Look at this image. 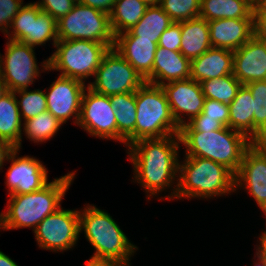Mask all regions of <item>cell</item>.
Listing matches in <instances>:
<instances>
[{"instance_id":"obj_1","label":"cell","mask_w":266,"mask_h":266,"mask_svg":"<svg viewBox=\"0 0 266 266\" xmlns=\"http://www.w3.org/2000/svg\"><path fill=\"white\" fill-rule=\"evenodd\" d=\"M180 144L177 134L141 139L128 146L135 182L146 190L148 200L178 181Z\"/></svg>"},{"instance_id":"obj_2","label":"cell","mask_w":266,"mask_h":266,"mask_svg":"<svg viewBox=\"0 0 266 266\" xmlns=\"http://www.w3.org/2000/svg\"><path fill=\"white\" fill-rule=\"evenodd\" d=\"M235 175L224 165L197 156L179 161L178 182L165 198H212L235 192Z\"/></svg>"},{"instance_id":"obj_3","label":"cell","mask_w":266,"mask_h":266,"mask_svg":"<svg viewBox=\"0 0 266 266\" xmlns=\"http://www.w3.org/2000/svg\"><path fill=\"white\" fill-rule=\"evenodd\" d=\"M75 178L70 172L55 178L38 191L28 194H8L9 200L4 212V230L32 228L61 207V201Z\"/></svg>"},{"instance_id":"obj_4","label":"cell","mask_w":266,"mask_h":266,"mask_svg":"<svg viewBox=\"0 0 266 266\" xmlns=\"http://www.w3.org/2000/svg\"><path fill=\"white\" fill-rule=\"evenodd\" d=\"M79 229L80 233L84 231L86 239L96 250L91 258L130 266V257L138 248L108 212L87 204L83 211H79Z\"/></svg>"},{"instance_id":"obj_5","label":"cell","mask_w":266,"mask_h":266,"mask_svg":"<svg viewBox=\"0 0 266 266\" xmlns=\"http://www.w3.org/2000/svg\"><path fill=\"white\" fill-rule=\"evenodd\" d=\"M185 156L210 159L224 165L234 175L239 170L245 150L253 143L244 134L224 127L215 131H180Z\"/></svg>"},{"instance_id":"obj_6","label":"cell","mask_w":266,"mask_h":266,"mask_svg":"<svg viewBox=\"0 0 266 266\" xmlns=\"http://www.w3.org/2000/svg\"><path fill=\"white\" fill-rule=\"evenodd\" d=\"M135 101L137 113L135 142L179 134L180 127L173 118L161 86L145 82L135 92Z\"/></svg>"},{"instance_id":"obj_7","label":"cell","mask_w":266,"mask_h":266,"mask_svg":"<svg viewBox=\"0 0 266 266\" xmlns=\"http://www.w3.org/2000/svg\"><path fill=\"white\" fill-rule=\"evenodd\" d=\"M56 51L41 64L43 71L56 70L59 76L86 82L94 77L104 55L110 49L103 43L90 40H59Z\"/></svg>"},{"instance_id":"obj_8","label":"cell","mask_w":266,"mask_h":266,"mask_svg":"<svg viewBox=\"0 0 266 266\" xmlns=\"http://www.w3.org/2000/svg\"><path fill=\"white\" fill-rule=\"evenodd\" d=\"M59 40H90L114 48L110 16L90 6L76 2L72 10L57 20Z\"/></svg>"},{"instance_id":"obj_9","label":"cell","mask_w":266,"mask_h":266,"mask_svg":"<svg viewBox=\"0 0 266 266\" xmlns=\"http://www.w3.org/2000/svg\"><path fill=\"white\" fill-rule=\"evenodd\" d=\"M94 77L87 87L108 97L136 92L146 82L114 48L104 55Z\"/></svg>"},{"instance_id":"obj_10","label":"cell","mask_w":266,"mask_h":266,"mask_svg":"<svg viewBox=\"0 0 266 266\" xmlns=\"http://www.w3.org/2000/svg\"><path fill=\"white\" fill-rule=\"evenodd\" d=\"M34 235L39 248L52 252L72 249L80 237L79 211L58 208L38 224Z\"/></svg>"},{"instance_id":"obj_11","label":"cell","mask_w":266,"mask_h":266,"mask_svg":"<svg viewBox=\"0 0 266 266\" xmlns=\"http://www.w3.org/2000/svg\"><path fill=\"white\" fill-rule=\"evenodd\" d=\"M13 31H8V40L22 42L30 46H39L53 40L59 41L57 36V21L48 13L41 11L34 3L25 4L14 17L10 26ZM11 32V34H10Z\"/></svg>"},{"instance_id":"obj_12","label":"cell","mask_w":266,"mask_h":266,"mask_svg":"<svg viewBox=\"0 0 266 266\" xmlns=\"http://www.w3.org/2000/svg\"><path fill=\"white\" fill-rule=\"evenodd\" d=\"M34 49L28 44L9 40L4 56L0 53V74L9 91L27 89L40 76Z\"/></svg>"},{"instance_id":"obj_13","label":"cell","mask_w":266,"mask_h":266,"mask_svg":"<svg viewBox=\"0 0 266 266\" xmlns=\"http://www.w3.org/2000/svg\"><path fill=\"white\" fill-rule=\"evenodd\" d=\"M77 125L91 136L117 141L115 111L111 107L109 97L96 93L88 87L82 96Z\"/></svg>"},{"instance_id":"obj_14","label":"cell","mask_w":266,"mask_h":266,"mask_svg":"<svg viewBox=\"0 0 266 266\" xmlns=\"http://www.w3.org/2000/svg\"><path fill=\"white\" fill-rule=\"evenodd\" d=\"M234 187L247 190L260 208L266 205V142H253L245 150Z\"/></svg>"},{"instance_id":"obj_15","label":"cell","mask_w":266,"mask_h":266,"mask_svg":"<svg viewBox=\"0 0 266 266\" xmlns=\"http://www.w3.org/2000/svg\"><path fill=\"white\" fill-rule=\"evenodd\" d=\"M86 88L85 83L78 79L58 76L48 92L47 89L45 91L47 110L61 124L66 123L72 116L75 119L73 123L78 124L82 96Z\"/></svg>"},{"instance_id":"obj_16","label":"cell","mask_w":266,"mask_h":266,"mask_svg":"<svg viewBox=\"0 0 266 266\" xmlns=\"http://www.w3.org/2000/svg\"><path fill=\"white\" fill-rule=\"evenodd\" d=\"M18 152L16 148L7 160L11 161L5 181L9 194H28L42 189L49 183L47 169L37 158L18 157Z\"/></svg>"},{"instance_id":"obj_17","label":"cell","mask_w":266,"mask_h":266,"mask_svg":"<svg viewBox=\"0 0 266 266\" xmlns=\"http://www.w3.org/2000/svg\"><path fill=\"white\" fill-rule=\"evenodd\" d=\"M161 87L166 94L173 118L180 128L202 112L206 98L201 84L197 81L189 78L171 81ZM183 116H187L188 120Z\"/></svg>"},{"instance_id":"obj_18","label":"cell","mask_w":266,"mask_h":266,"mask_svg":"<svg viewBox=\"0 0 266 266\" xmlns=\"http://www.w3.org/2000/svg\"><path fill=\"white\" fill-rule=\"evenodd\" d=\"M233 75L242 84L266 80V41L254 35L233 52Z\"/></svg>"},{"instance_id":"obj_19","label":"cell","mask_w":266,"mask_h":266,"mask_svg":"<svg viewBox=\"0 0 266 266\" xmlns=\"http://www.w3.org/2000/svg\"><path fill=\"white\" fill-rule=\"evenodd\" d=\"M208 24L213 48L234 52L255 35L254 19H217Z\"/></svg>"},{"instance_id":"obj_20","label":"cell","mask_w":266,"mask_h":266,"mask_svg":"<svg viewBox=\"0 0 266 266\" xmlns=\"http://www.w3.org/2000/svg\"><path fill=\"white\" fill-rule=\"evenodd\" d=\"M158 42L146 39H115L114 49L150 84Z\"/></svg>"},{"instance_id":"obj_21","label":"cell","mask_w":266,"mask_h":266,"mask_svg":"<svg viewBox=\"0 0 266 266\" xmlns=\"http://www.w3.org/2000/svg\"><path fill=\"white\" fill-rule=\"evenodd\" d=\"M233 74V51L210 48L191 61L190 78L202 81Z\"/></svg>"},{"instance_id":"obj_22","label":"cell","mask_w":266,"mask_h":266,"mask_svg":"<svg viewBox=\"0 0 266 266\" xmlns=\"http://www.w3.org/2000/svg\"><path fill=\"white\" fill-rule=\"evenodd\" d=\"M191 61L180 51L157 46L153 62V85L190 78Z\"/></svg>"},{"instance_id":"obj_23","label":"cell","mask_w":266,"mask_h":266,"mask_svg":"<svg viewBox=\"0 0 266 266\" xmlns=\"http://www.w3.org/2000/svg\"><path fill=\"white\" fill-rule=\"evenodd\" d=\"M173 23L159 4L150 5L136 25L116 35L115 39H146L158 42L162 33Z\"/></svg>"},{"instance_id":"obj_24","label":"cell","mask_w":266,"mask_h":266,"mask_svg":"<svg viewBox=\"0 0 266 266\" xmlns=\"http://www.w3.org/2000/svg\"><path fill=\"white\" fill-rule=\"evenodd\" d=\"M111 107L115 111L117 124V142L128 147L135 142L136 101L135 92L109 96Z\"/></svg>"},{"instance_id":"obj_25","label":"cell","mask_w":266,"mask_h":266,"mask_svg":"<svg viewBox=\"0 0 266 266\" xmlns=\"http://www.w3.org/2000/svg\"><path fill=\"white\" fill-rule=\"evenodd\" d=\"M181 33L180 52L190 61L212 48L209 24L204 18L182 21Z\"/></svg>"},{"instance_id":"obj_26","label":"cell","mask_w":266,"mask_h":266,"mask_svg":"<svg viewBox=\"0 0 266 266\" xmlns=\"http://www.w3.org/2000/svg\"><path fill=\"white\" fill-rule=\"evenodd\" d=\"M251 0H201L200 15L206 21L217 19H254Z\"/></svg>"},{"instance_id":"obj_27","label":"cell","mask_w":266,"mask_h":266,"mask_svg":"<svg viewBox=\"0 0 266 266\" xmlns=\"http://www.w3.org/2000/svg\"><path fill=\"white\" fill-rule=\"evenodd\" d=\"M250 90L242 85L229 105V128L254 142V105Z\"/></svg>"},{"instance_id":"obj_28","label":"cell","mask_w":266,"mask_h":266,"mask_svg":"<svg viewBox=\"0 0 266 266\" xmlns=\"http://www.w3.org/2000/svg\"><path fill=\"white\" fill-rule=\"evenodd\" d=\"M22 126L17 98L13 91H9L0 98V138L20 150Z\"/></svg>"},{"instance_id":"obj_29","label":"cell","mask_w":266,"mask_h":266,"mask_svg":"<svg viewBox=\"0 0 266 266\" xmlns=\"http://www.w3.org/2000/svg\"><path fill=\"white\" fill-rule=\"evenodd\" d=\"M149 5L141 0H116L110 13V24L114 35L130 30L145 14Z\"/></svg>"},{"instance_id":"obj_30","label":"cell","mask_w":266,"mask_h":266,"mask_svg":"<svg viewBox=\"0 0 266 266\" xmlns=\"http://www.w3.org/2000/svg\"><path fill=\"white\" fill-rule=\"evenodd\" d=\"M61 125L63 124L46 110L36 117L24 121L23 132L34 143H42L51 139L58 132Z\"/></svg>"},{"instance_id":"obj_31","label":"cell","mask_w":266,"mask_h":266,"mask_svg":"<svg viewBox=\"0 0 266 266\" xmlns=\"http://www.w3.org/2000/svg\"><path fill=\"white\" fill-rule=\"evenodd\" d=\"M200 84L205 98L217 100L228 106L234 100L238 90L242 86L233 74L208 79L202 81Z\"/></svg>"},{"instance_id":"obj_32","label":"cell","mask_w":266,"mask_h":266,"mask_svg":"<svg viewBox=\"0 0 266 266\" xmlns=\"http://www.w3.org/2000/svg\"><path fill=\"white\" fill-rule=\"evenodd\" d=\"M254 99V142L266 141V80L245 85Z\"/></svg>"},{"instance_id":"obj_33","label":"cell","mask_w":266,"mask_h":266,"mask_svg":"<svg viewBox=\"0 0 266 266\" xmlns=\"http://www.w3.org/2000/svg\"><path fill=\"white\" fill-rule=\"evenodd\" d=\"M14 93L17 98L21 120L22 118L24 119L22 121L36 117L47 110L45 91L40 89L28 91L27 88L14 91ZM17 94L19 95L20 100H18Z\"/></svg>"},{"instance_id":"obj_34","label":"cell","mask_w":266,"mask_h":266,"mask_svg":"<svg viewBox=\"0 0 266 266\" xmlns=\"http://www.w3.org/2000/svg\"><path fill=\"white\" fill-rule=\"evenodd\" d=\"M159 5L173 22L179 23L199 17L201 0H160Z\"/></svg>"},{"instance_id":"obj_35","label":"cell","mask_w":266,"mask_h":266,"mask_svg":"<svg viewBox=\"0 0 266 266\" xmlns=\"http://www.w3.org/2000/svg\"><path fill=\"white\" fill-rule=\"evenodd\" d=\"M41 11L48 13L56 21L67 15L76 3L75 0H39L35 2Z\"/></svg>"},{"instance_id":"obj_36","label":"cell","mask_w":266,"mask_h":266,"mask_svg":"<svg viewBox=\"0 0 266 266\" xmlns=\"http://www.w3.org/2000/svg\"><path fill=\"white\" fill-rule=\"evenodd\" d=\"M23 0H0V30L7 34L14 17L24 6Z\"/></svg>"},{"instance_id":"obj_37","label":"cell","mask_w":266,"mask_h":266,"mask_svg":"<svg viewBox=\"0 0 266 266\" xmlns=\"http://www.w3.org/2000/svg\"><path fill=\"white\" fill-rule=\"evenodd\" d=\"M201 113L204 115V118L216 119V121L221 122L225 127H229L230 112L228 105L206 98Z\"/></svg>"},{"instance_id":"obj_38","label":"cell","mask_w":266,"mask_h":266,"mask_svg":"<svg viewBox=\"0 0 266 266\" xmlns=\"http://www.w3.org/2000/svg\"><path fill=\"white\" fill-rule=\"evenodd\" d=\"M181 22H174L160 36L158 46L172 51H180Z\"/></svg>"},{"instance_id":"obj_39","label":"cell","mask_w":266,"mask_h":266,"mask_svg":"<svg viewBox=\"0 0 266 266\" xmlns=\"http://www.w3.org/2000/svg\"><path fill=\"white\" fill-rule=\"evenodd\" d=\"M225 126L216 121V119L204 118V115L200 113L198 116L194 117L190 122L184 124L180 131H198V132H206V131H215L218 129H222Z\"/></svg>"},{"instance_id":"obj_40","label":"cell","mask_w":266,"mask_h":266,"mask_svg":"<svg viewBox=\"0 0 266 266\" xmlns=\"http://www.w3.org/2000/svg\"><path fill=\"white\" fill-rule=\"evenodd\" d=\"M78 2L110 15L116 0H78Z\"/></svg>"},{"instance_id":"obj_41","label":"cell","mask_w":266,"mask_h":266,"mask_svg":"<svg viewBox=\"0 0 266 266\" xmlns=\"http://www.w3.org/2000/svg\"><path fill=\"white\" fill-rule=\"evenodd\" d=\"M255 35L266 39V11H254Z\"/></svg>"},{"instance_id":"obj_42","label":"cell","mask_w":266,"mask_h":266,"mask_svg":"<svg viewBox=\"0 0 266 266\" xmlns=\"http://www.w3.org/2000/svg\"><path fill=\"white\" fill-rule=\"evenodd\" d=\"M16 149L10 142L0 138V170L3 168L4 161L8 160L10 154Z\"/></svg>"},{"instance_id":"obj_43","label":"cell","mask_w":266,"mask_h":266,"mask_svg":"<svg viewBox=\"0 0 266 266\" xmlns=\"http://www.w3.org/2000/svg\"><path fill=\"white\" fill-rule=\"evenodd\" d=\"M85 266H120L118 263L110 261V260H101V259H93L90 258Z\"/></svg>"},{"instance_id":"obj_44","label":"cell","mask_w":266,"mask_h":266,"mask_svg":"<svg viewBox=\"0 0 266 266\" xmlns=\"http://www.w3.org/2000/svg\"><path fill=\"white\" fill-rule=\"evenodd\" d=\"M0 266H18L9 256L0 251Z\"/></svg>"},{"instance_id":"obj_45","label":"cell","mask_w":266,"mask_h":266,"mask_svg":"<svg viewBox=\"0 0 266 266\" xmlns=\"http://www.w3.org/2000/svg\"><path fill=\"white\" fill-rule=\"evenodd\" d=\"M259 246L256 245V252L266 261V238L259 239Z\"/></svg>"},{"instance_id":"obj_46","label":"cell","mask_w":266,"mask_h":266,"mask_svg":"<svg viewBox=\"0 0 266 266\" xmlns=\"http://www.w3.org/2000/svg\"><path fill=\"white\" fill-rule=\"evenodd\" d=\"M8 92L9 90H8L7 84L5 83V81L3 80L0 74V98Z\"/></svg>"},{"instance_id":"obj_47","label":"cell","mask_w":266,"mask_h":266,"mask_svg":"<svg viewBox=\"0 0 266 266\" xmlns=\"http://www.w3.org/2000/svg\"><path fill=\"white\" fill-rule=\"evenodd\" d=\"M254 11H266V0H259L255 3Z\"/></svg>"},{"instance_id":"obj_48","label":"cell","mask_w":266,"mask_h":266,"mask_svg":"<svg viewBox=\"0 0 266 266\" xmlns=\"http://www.w3.org/2000/svg\"><path fill=\"white\" fill-rule=\"evenodd\" d=\"M258 258L257 260H258V263L257 262H255L254 264V266H266V261L256 252V254H255V258Z\"/></svg>"},{"instance_id":"obj_49","label":"cell","mask_w":266,"mask_h":266,"mask_svg":"<svg viewBox=\"0 0 266 266\" xmlns=\"http://www.w3.org/2000/svg\"><path fill=\"white\" fill-rule=\"evenodd\" d=\"M145 2L146 4L150 5H158L160 3V0H141Z\"/></svg>"},{"instance_id":"obj_50","label":"cell","mask_w":266,"mask_h":266,"mask_svg":"<svg viewBox=\"0 0 266 266\" xmlns=\"http://www.w3.org/2000/svg\"><path fill=\"white\" fill-rule=\"evenodd\" d=\"M4 230V211L0 213V230Z\"/></svg>"},{"instance_id":"obj_51","label":"cell","mask_w":266,"mask_h":266,"mask_svg":"<svg viewBox=\"0 0 266 266\" xmlns=\"http://www.w3.org/2000/svg\"><path fill=\"white\" fill-rule=\"evenodd\" d=\"M260 209L263 211V213H264L265 216H266V205L263 206V207L260 208ZM260 238H266V231H264V232L261 234Z\"/></svg>"},{"instance_id":"obj_52","label":"cell","mask_w":266,"mask_h":266,"mask_svg":"<svg viewBox=\"0 0 266 266\" xmlns=\"http://www.w3.org/2000/svg\"><path fill=\"white\" fill-rule=\"evenodd\" d=\"M254 4L257 3L259 0H251Z\"/></svg>"}]
</instances>
